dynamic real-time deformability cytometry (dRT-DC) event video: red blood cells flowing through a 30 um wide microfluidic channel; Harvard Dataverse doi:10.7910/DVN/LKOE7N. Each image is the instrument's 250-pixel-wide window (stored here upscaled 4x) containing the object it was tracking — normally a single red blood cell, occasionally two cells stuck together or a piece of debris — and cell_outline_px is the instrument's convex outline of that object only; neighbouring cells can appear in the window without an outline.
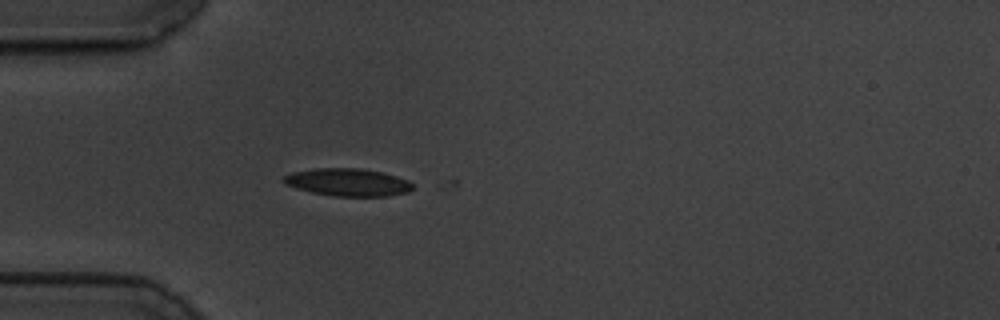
{"species": "common noctule bat (a hibernating species)", "species_latin": "Nyctalus noctula", "temperature_condition": "cold", "stored_images_in_passage": 4, "camera_frame_rate_fps": 3000, "um_per_image_px": 0.085, "animal": {"sex": "male", "body_mass_g": 19.5, "forearm_length_mm": 54.6}, "frame": {"image": 1, "passage_image": 2, "time_ms": 0.333, "image_size_px": [1000, 320], "cell_outline_px": [[412, 188], [408, 192], [388, 196], [332, 196], [312, 192], [296, 188], [284, 184], [280, 180], [284, 176], [292, 172], [312, 168], [360, 168], [380, 172], [396, 176], [408, 180], [412, 184]], "centroid_in_image_um": [29.51, 15.49], "position_along_channel_um": 55.5, "area_um2": 20.81}}